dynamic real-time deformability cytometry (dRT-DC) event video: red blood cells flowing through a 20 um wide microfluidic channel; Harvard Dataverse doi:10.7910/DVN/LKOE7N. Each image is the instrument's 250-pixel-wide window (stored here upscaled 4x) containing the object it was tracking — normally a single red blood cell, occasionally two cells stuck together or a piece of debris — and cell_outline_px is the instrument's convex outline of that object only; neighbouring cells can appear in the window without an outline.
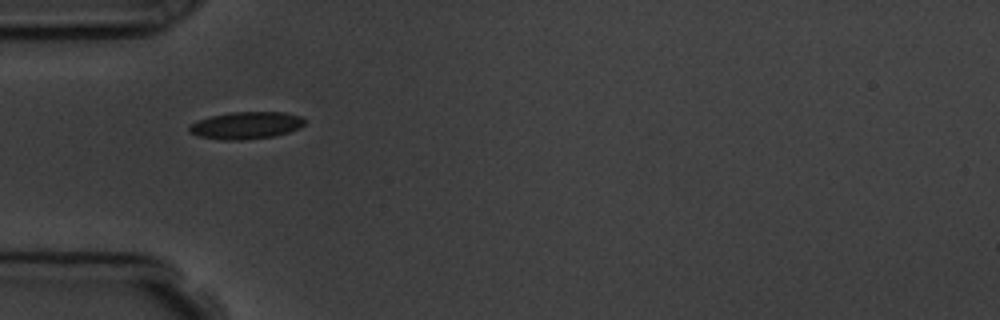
{"species": "common noctule bat (a hibernating species)", "species_latin": "Nyctalus noctula", "temperature_condition": "room temperature", "stored_images_in_passage": 5, "camera_frame_rate_fps": 3000, "um_per_image_px": 0.085, "animal": {"sex": "male", "body_mass_g": 19.5, "forearm_length_mm": 54.6}, "frame": {"image": 1, "passage_image": 1, "time_ms": 0.0, "image_size_px": [1000, 320], "cell_outline_px": [[304, 124], [300, 128], [276, 136], [240, 140], [220, 140], [200, 136], [192, 132], [188, 128], [192, 124], [200, 120], [212, 116], [232, 112], [284, 112], [300, 116], [304, 120]], "centroid_in_image_um": [20.97, 10.66], "position_along_channel_um": 64.0, "area_um2": 18.03}}